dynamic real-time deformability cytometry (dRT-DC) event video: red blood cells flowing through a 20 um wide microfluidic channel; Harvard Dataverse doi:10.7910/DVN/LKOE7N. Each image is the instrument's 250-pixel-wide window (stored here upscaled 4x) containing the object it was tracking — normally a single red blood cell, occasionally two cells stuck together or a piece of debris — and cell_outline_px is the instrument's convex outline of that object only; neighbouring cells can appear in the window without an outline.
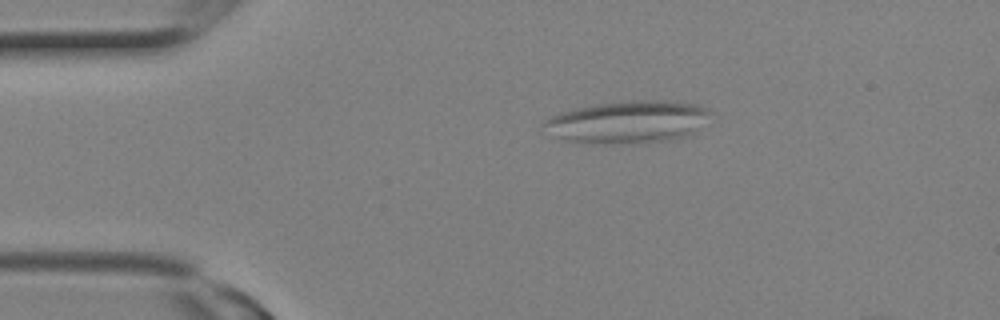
{"species": "Egyptian fruit bat (a non-hibernating species)", "species_latin": "Rousettus aegyptiacus", "temperature_condition": "room temperature", "stored_images_in_passage": 14, "camera_frame_rate_fps": 3000, "um_per_image_px": 0.085, "animal": {"sex": "female"}, "frame": {"image": 1, "passage_image": 5, "time_ms": 1.333, "image_size_px": [1000, 320], "cell_outline_px": [[712, 112], [692, 132], [684, 136], [668, 140], [636, 144], [604, 144], [564, 140], [556, 136], [540, 124], [544, 120], [560, 112], [576, 108], [596, 104], [632, 100], [660, 100], [696, 104], [708, 108]], "centroid_in_image_um": [53.33, 10.37], "position_along_channel_um": 31.7, "area_um2": 40.86}}
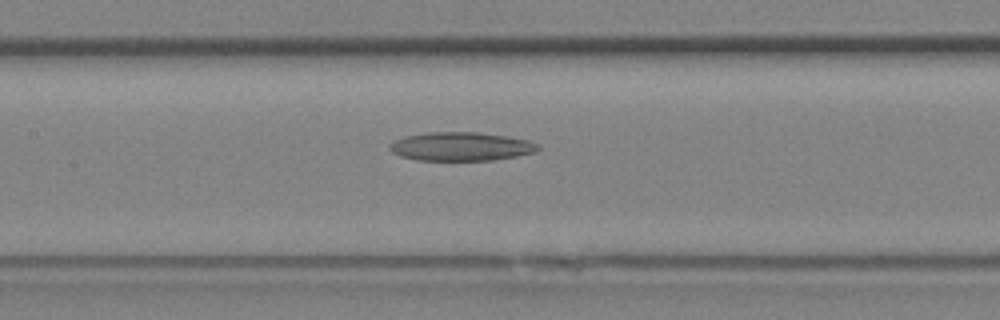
{"frame": {"image": 2, "passage_image": 12, "time_ms": 3.667, "image_size_px": [1000, 320], "cell_outline_px": [[540, 148], [536, 152], [516, 156], [492, 160], [416, 160], [400, 156], [392, 152], [388, 148], [388, 144], [404, 136], [428, 132], [476, 132], [504, 136], [528, 140], [540, 144]], "centroid_in_image_um": [39.17, 12.45], "position_along_channel_um": 168.2, "area_um2": 24.8}}